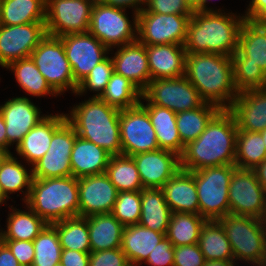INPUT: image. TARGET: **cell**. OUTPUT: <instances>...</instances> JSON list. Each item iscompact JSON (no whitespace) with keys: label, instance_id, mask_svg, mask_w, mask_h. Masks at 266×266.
Listing matches in <instances>:
<instances>
[{"label":"cell","instance_id":"obj_3","mask_svg":"<svg viewBox=\"0 0 266 266\" xmlns=\"http://www.w3.org/2000/svg\"><path fill=\"white\" fill-rule=\"evenodd\" d=\"M185 77L200 97L220 109H228L238 96L230 56L211 53H187Z\"/></svg>","mask_w":266,"mask_h":266},{"label":"cell","instance_id":"obj_11","mask_svg":"<svg viewBox=\"0 0 266 266\" xmlns=\"http://www.w3.org/2000/svg\"><path fill=\"white\" fill-rule=\"evenodd\" d=\"M93 4L90 0H46L47 34L61 37L88 32Z\"/></svg>","mask_w":266,"mask_h":266},{"label":"cell","instance_id":"obj_37","mask_svg":"<svg viewBox=\"0 0 266 266\" xmlns=\"http://www.w3.org/2000/svg\"><path fill=\"white\" fill-rule=\"evenodd\" d=\"M219 110L217 105L204 102L199 108L176 113V126L182 144L186 146L196 140Z\"/></svg>","mask_w":266,"mask_h":266},{"label":"cell","instance_id":"obj_40","mask_svg":"<svg viewBox=\"0 0 266 266\" xmlns=\"http://www.w3.org/2000/svg\"><path fill=\"white\" fill-rule=\"evenodd\" d=\"M99 98L123 110L137 106L141 102L142 91L129 79L114 72Z\"/></svg>","mask_w":266,"mask_h":266},{"label":"cell","instance_id":"obj_55","mask_svg":"<svg viewBox=\"0 0 266 266\" xmlns=\"http://www.w3.org/2000/svg\"><path fill=\"white\" fill-rule=\"evenodd\" d=\"M0 266H21L3 241H0Z\"/></svg>","mask_w":266,"mask_h":266},{"label":"cell","instance_id":"obj_25","mask_svg":"<svg viewBox=\"0 0 266 266\" xmlns=\"http://www.w3.org/2000/svg\"><path fill=\"white\" fill-rule=\"evenodd\" d=\"M161 189L172 212L199 214V198L193 171L180 169Z\"/></svg>","mask_w":266,"mask_h":266},{"label":"cell","instance_id":"obj_18","mask_svg":"<svg viewBox=\"0 0 266 266\" xmlns=\"http://www.w3.org/2000/svg\"><path fill=\"white\" fill-rule=\"evenodd\" d=\"M117 195L106 173L78 178L79 216L111 213Z\"/></svg>","mask_w":266,"mask_h":266},{"label":"cell","instance_id":"obj_59","mask_svg":"<svg viewBox=\"0 0 266 266\" xmlns=\"http://www.w3.org/2000/svg\"><path fill=\"white\" fill-rule=\"evenodd\" d=\"M208 1H210V0H201V2H200V12H224V10H220V8L219 9H214V8H208V6H207V3H209ZM212 1V0H211Z\"/></svg>","mask_w":266,"mask_h":266},{"label":"cell","instance_id":"obj_61","mask_svg":"<svg viewBox=\"0 0 266 266\" xmlns=\"http://www.w3.org/2000/svg\"><path fill=\"white\" fill-rule=\"evenodd\" d=\"M6 201H7V198L3 194L1 187H0V205H2L4 202L7 203Z\"/></svg>","mask_w":266,"mask_h":266},{"label":"cell","instance_id":"obj_8","mask_svg":"<svg viewBox=\"0 0 266 266\" xmlns=\"http://www.w3.org/2000/svg\"><path fill=\"white\" fill-rule=\"evenodd\" d=\"M126 10L103 3H94L92 6L88 32L110 51L137 40L138 13L133 11L131 22Z\"/></svg>","mask_w":266,"mask_h":266},{"label":"cell","instance_id":"obj_34","mask_svg":"<svg viewBox=\"0 0 266 266\" xmlns=\"http://www.w3.org/2000/svg\"><path fill=\"white\" fill-rule=\"evenodd\" d=\"M238 51L247 64L259 66L266 73V26L245 20L239 36Z\"/></svg>","mask_w":266,"mask_h":266},{"label":"cell","instance_id":"obj_36","mask_svg":"<svg viewBox=\"0 0 266 266\" xmlns=\"http://www.w3.org/2000/svg\"><path fill=\"white\" fill-rule=\"evenodd\" d=\"M198 245L206 261H234L231 244L217 220L205 222L200 231Z\"/></svg>","mask_w":266,"mask_h":266},{"label":"cell","instance_id":"obj_65","mask_svg":"<svg viewBox=\"0 0 266 266\" xmlns=\"http://www.w3.org/2000/svg\"><path fill=\"white\" fill-rule=\"evenodd\" d=\"M92 1L93 3H102L104 0H90Z\"/></svg>","mask_w":266,"mask_h":266},{"label":"cell","instance_id":"obj_60","mask_svg":"<svg viewBox=\"0 0 266 266\" xmlns=\"http://www.w3.org/2000/svg\"><path fill=\"white\" fill-rule=\"evenodd\" d=\"M192 11H200L201 0H184Z\"/></svg>","mask_w":266,"mask_h":266},{"label":"cell","instance_id":"obj_42","mask_svg":"<svg viewBox=\"0 0 266 266\" xmlns=\"http://www.w3.org/2000/svg\"><path fill=\"white\" fill-rule=\"evenodd\" d=\"M266 159V149L260 132L237 133L235 166L253 170Z\"/></svg>","mask_w":266,"mask_h":266},{"label":"cell","instance_id":"obj_50","mask_svg":"<svg viewBox=\"0 0 266 266\" xmlns=\"http://www.w3.org/2000/svg\"><path fill=\"white\" fill-rule=\"evenodd\" d=\"M143 264L149 266H173L174 264V246L165 236L149 253L147 260Z\"/></svg>","mask_w":266,"mask_h":266},{"label":"cell","instance_id":"obj_6","mask_svg":"<svg viewBox=\"0 0 266 266\" xmlns=\"http://www.w3.org/2000/svg\"><path fill=\"white\" fill-rule=\"evenodd\" d=\"M217 221L231 244L234 261L259 266L266 252V221L231 213Z\"/></svg>","mask_w":266,"mask_h":266},{"label":"cell","instance_id":"obj_39","mask_svg":"<svg viewBox=\"0 0 266 266\" xmlns=\"http://www.w3.org/2000/svg\"><path fill=\"white\" fill-rule=\"evenodd\" d=\"M56 228L62 249L90 253L88 217H70L52 223Z\"/></svg>","mask_w":266,"mask_h":266},{"label":"cell","instance_id":"obj_20","mask_svg":"<svg viewBox=\"0 0 266 266\" xmlns=\"http://www.w3.org/2000/svg\"><path fill=\"white\" fill-rule=\"evenodd\" d=\"M136 163L143 188H162L180 169V156L157 149L131 156Z\"/></svg>","mask_w":266,"mask_h":266},{"label":"cell","instance_id":"obj_24","mask_svg":"<svg viewBox=\"0 0 266 266\" xmlns=\"http://www.w3.org/2000/svg\"><path fill=\"white\" fill-rule=\"evenodd\" d=\"M151 80L185 76L186 54L184 45H146Z\"/></svg>","mask_w":266,"mask_h":266},{"label":"cell","instance_id":"obj_9","mask_svg":"<svg viewBox=\"0 0 266 266\" xmlns=\"http://www.w3.org/2000/svg\"><path fill=\"white\" fill-rule=\"evenodd\" d=\"M31 58L58 95L64 94L68 89L76 94L78 84L74 80L60 37L47 34L33 50Z\"/></svg>","mask_w":266,"mask_h":266},{"label":"cell","instance_id":"obj_19","mask_svg":"<svg viewBox=\"0 0 266 266\" xmlns=\"http://www.w3.org/2000/svg\"><path fill=\"white\" fill-rule=\"evenodd\" d=\"M6 124L7 154L12 153L9 147L21 142L23 137L34 128L46 115H41V110L30 98L26 96L13 97L0 105Z\"/></svg>","mask_w":266,"mask_h":266},{"label":"cell","instance_id":"obj_64","mask_svg":"<svg viewBox=\"0 0 266 266\" xmlns=\"http://www.w3.org/2000/svg\"><path fill=\"white\" fill-rule=\"evenodd\" d=\"M6 154H7L6 152L0 150V162H1V160L4 158V156H5Z\"/></svg>","mask_w":266,"mask_h":266},{"label":"cell","instance_id":"obj_2","mask_svg":"<svg viewBox=\"0 0 266 266\" xmlns=\"http://www.w3.org/2000/svg\"><path fill=\"white\" fill-rule=\"evenodd\" d=\"M242 15V16H241ZM193 11L184 49L187 53L232 56L238 50L244 14Z\"/></svg>","mask_w":266,"mask_h":266},{"label":"cell","instance_id":"obj_57","mask_svg":"<svg viewBox=\"0 0 266 266\" xmlns=\"http://www.w3.org/2000/svg\"><path fill=\"white\" fill-rule=\"evenodd\" d=\"M0 150L7 153L6 124L1 113H0Z\"/></svg>","mask_w":266,"mask_h":266},{"label":"cell","instance_id":"obj_32","mask_svg":"<svg viewBox=\"0 0 266 266\" xmlns=\"http://www.w3.org/2000/svg\"><path fill=\"white\" fill-rule=\"evenodd\" d=\"M12 153L6 154L0 162V187L7 199H10L9 194L21 192L23 193L22 200L27 201L32 179L33 171L30 167L26 169V165H22L21 161H17ZM25 166V167H24ZM24 189H26L24 191Z\"/></svg>","mask_w":266,"mask_h":266},{"label":"cell","instance_id":"obj_7","mask_svg":"<svg viewBox=\"0 0 266 266\" xmlns=\"http://www.w3.org/2000/svg\"><path fill=\"white\" fill-rule=\"evenodd\" d=\"M235 165L206 167L194 172L199 198V214L207 221L229 214L228 188Z\"/></svg>","mask_w":266,"mask_h":266},{"label":"cell","instance_id":"obj_45","mask_svg":"<svg viewBox=\"0 0 266 266\" xmlns=\"http://www.w3.org/2000/svg\"><path fill=\"white\" fill-rule=\"evenodd\" d=\"M111 214L124 227L138 224L141 217V191L118 192Z\"/></svg>","mask_w":266,"mask_h":266},{"label":"cell","instance_id":"obj_31","mask_svg":"<svg viewBox=\"0 0 266 266\" xmlns=\"http://www.w3.org/2000/svg\"><path fill=\"white\" fill-rule=\"evenodd\" d=\"M46 0H0V25L45 23Z\"/></svg>","mask_w":266,"mask_h":266},{"label":"cell","instance_id":"obj_5","mask_svg":"<svg viewBox=\"0 0 266 266\" xmlns=\"http://www.w3.org/2000/svg\"><path fill=\"white\" fill-rule=\"evenodd\" d=\"M47 224L79 216L78 178H33L25 202Z\"/></svg>","mask_w":266,"mask_h":266},{"label":"cell","instance_id":"obj_49","mask_svg":"<svg viewBox=\"0 0 266 266\" xmlns=\"http://www.w3.org/2000/svg\"><path fill=\"white\" fill-rule=\"evenodd\" d=\"M89 266H131L121 248L90 252Z\"/></svg>","mask_w":266,"mask_h":266},{"label":"cell","instance_id":"obj_13","mask_svg":"<svg viewBox=\"0 0 266 266\" xmlns=\"http://www.w3.org/2000/svg\"><path fill=\"white\" fill-rule=\"evenodd\" d=\"M142 95L151 104L175 113L199 108L205 102L185 76L151 80Z\"/></svg>","mask_w":266,"mask_h":266},{"label":"cell","instance_id":"obj_54","mask_svg":"<svg viewBox=\"0 0 266 266\" xmlns=\"http://www.w3.org/2000/svg\"><path fill=\"white\" fill-rule=\"evenodd\" d=\"M102 3L108 6H114L124 9L132 8V11L138 13L144 8L146 0H104Z\"/></svg>","mask_w":266,"mask_h":266},{"label":"cell","instance_id":"obj_43","mask_svg":"<svg viewBox=\"0 0 266 266\" xmlns=\"http://www.w3.org/2000/svg\"><path fill=\"white\" fill-rule=\"evenodd\" d=\"M34 260L32 266H55L60 263L62 247L56 228L47 224L33 240Z\"/></svg>","mask_w":266,"mask_h":266},{"label":"cell","instance_id":"obj_44","mask_svg":"<svg viewBox=\"0 0 266 266\" xmlns=\"http://www.w3.org/2000/svg\"><path fill=\"white\" fill-rule=\"evenodd\" d=\"M231 59L238 93L266 88V73L261 67L247 64V59L238 50Z\"/></svg>","mask_w":266,"mask_h":266},{"label":"cell","instance_id":"obj_63","mask_svg":"<svg viewBox=\"0 0 266 266\" xmlns=\"http://www.w3.org/2000/svg\"><path fill=\"white\" fill-rule=\"evenodd\" d=\"M259 266H266V252L264 254L263 261L261 262Z\"/></svg>","mask_w":266,"mask_h":266},{"label":"cell","instance_id":"obj_53","mask_svg":"<svg viewBox=\"0 0 266 266\" xmlns=\"http://www.w3.org/2000/svg\"><path fill=\"white\" fill-rule=\"evenodd\" d=\"M90 253L62 249L60 263L64 266H89Z\"/></svg>","mask_w":266,"mask_h":266},{"label":"cell","instance_id":"obj_16","mask_svg":"<svg viewBox=\"0 0 266 266\" xmlns=\"http://www.w3.org/2000/svg\"><path fill=\"white\" fill-rule=\"evenodd\" d=\"M60 38L77 84L103 61L110 51L90 32L66 34Z\"/></svg>","mask_w":266,"mask_h":266},{"label":"cell","instance_id":"obj_48","mask_svg":"<svg viewBox=\"0 0 266 266\" xmlns=\"http://www.w3.org/2000/svg\"><path fill=\"white\" fill-rule=\"evenodd\" d=\"M205 261L198 243L174 246L173 266H203Z\"/></svg>","mask_w":266,"mask_h":266},{"label":"cell","instance_id":"obj_29","mask_svg":"<svg viewBox=\"0 0 266 266\" xmlns=\"http://www.w3.org/2000/svg\"><path fill=\"white\" fill-rule=\"evenodd\" d=\"M171 213L161 188H143L141 190L139 225L166 234Z\"/></svg>","mask_w":266,"mask_h":266},{"label":"cell","instance_id":"obj_52","mask_svg":"<svg viewBox=\"0 0 266 266\" xmlns=\"http://www.w3.org/2000/svg\"><path fill=\"white\" fill-rule=\"evenodd\" d=\"M244 13L246 20L266 26V0H251Z\"/></svg>","mask_w":266,"mask_h":266},{"label":"cell","instance_id":"obj_62","mask_svg":"<svg viewBox=\"0 0 266 266\" xmlns=\"http://www.w3.org/2000/svg\"><path fill=\"white\" fill-rule=\"evenodd\" d=\"M260 133L262 135L263 143H264L265 149H266V128L263 131H260Z\"/></svg>","mask_w":266,"mask_h":266},{"label":"cell","instance_id":"obj_38","mask_svg":"<svg viewBox=\"0 0 266 266\" xmlns=\"http://www.w3.org/2000/svg\"><path fill=\"white\" fill-rule=\"evenodd\" d=\"M206 221L200 214L172 212L165 235L173 246L196 244Z\"/></svg>","mask_w":266,"mask_h":266},{"label":"cell","instance_id":"obj_12","mask_svg":"<svg viewBox=\"0 0 266 266\" xmlns=\"http://www.w3.org/2000/svg\"><path fill=\"white\" fill-rule=\"evenodd\" d=\"M228 190L229 213L266 219V192L253 170L237 168Z\"/></svg>","mask_w":266,"mask_h":266},{"label":"cell","instance_id":"obj_67","mask_svg":"<svg viewBox=\"0 0 266 266\" xmlns=\"http://www.w3.org/2000/svg\"><path fill=\"white\" fill-rule=\"evenodd\" d=\"M55 266H64L63 264H61V263H58V264H56Z\"/></svg>","mask_w":266,"mask_h":266},{"label":"cell","instance_id":"obj_51","mask_svg":"<svg viewBox=\"0 0 266 266\" xmlns=\"http://www.w3.org/2000/svg\"><path fill=\"white\" fill-rule=\"evenodd\" d=\"M11 250L21 266H32L34 260L33 241L1 239Z\"/></svg>","mask_w":266,"mask_h":266},{"label":"cell","instance_id":"obj_35","mask_svg":"<svg viewBox=\"0 0 266 266\" xmlns=\"http://www.w3.org/2000/svg\"><path fill=\"white\" fill-rule=\"evenodd\" d=\"M5 68L14 73L17 83L27 94L33 97L59 96L40 73L31 56L13 61Z\"/></svg>","mask_w":266,"mask_h":266},{"label":"cell","instance_id":"obj_21","mask_svg":"<svg viewBox=\"0 0 266 266\" xmlns=\"http://www.w3.org/2000/svg\"><path fill=\"white\" fill-rule=\"evenodd\" d=\"M117 48L111 56L114 72L133 82L142 92L151 81L146 45L138 40Z\"/></svg>","mask_w":266,"mask_h":266},{"label":"cell","instance_id":"obj_47","mask_svg":"<svg viewBox=\"0 0 266 266\" xmlns=\"http://www.w3.org/2000/svg\"><path fill=\"white\" fill-rule=\"evenodd\" d=\"M140 12L176 15H192L193 13L184 0H146Z\"/></svg>","mask_w":266,"mask_h":266},{"label":"cell","instance_id":"obj_56","mask_svg":"<svg viewBox=\"0 0 266 266\" xmlns=\"http://www.w3.org/2000/svg\"><path fill=\"white\" fill-rule=\"evenodd\" d=\"M253 171L255 172L256 178L258 179V181L266 192V159L258 166H256Z\"/></svg>","mask_w":266,"mask_h":266},{"label":"cell","instance_id":"obj_58","mask_svg":"<svg viewBox=\"0 0 266 266\" xmlns=\"http://www.w3.org/2000/svg\"><path fill=\"white\" fill-rule=\"evenodd\" d=\"M235 261L210 260L205 261L203 266H235Z\"/></svg>","mask_w":266,"mask_h":266},{"label":"cell","instance_id":"obj_22","mask_svg":"<svg viewBox=\"0 0 266 266\" xmlns=\"http://www.w3.org/2000/svg\"><path fill=\"white\" fill-rule=\"evenodd\" d=\"M228 110L238 130L263 131L266 128V88L238 93Z\"/></svg>","mask_w":266,"mask_h":266},{"label":"cell","instance_id":"obj_14","mask_svg":"<svg viewBox=\"0 0 266 266\" xmlns=\"http://www.w3.org/2000/svg\"><path fill=\"white\" fill-rule=\"evenodd\" d=\"M119 124L122 155L133 156L159 149L148 112L140 103L120 110Z\"/></svg>","mask_w":266,"mask_h":266},{"label":"cell","instance_id":"obj_66","mask_svg":"<svg viewBox=\"0 0 266 266\" xmlns=\"http://www.w3.org/2000/svg\"><path fill=\"white\" fill-rule=\"evenodd\" d=\"M2 231H3V229L0 230V241H1V238H2Z\"/></svg>","mask_w":266,"mask_h":266},{"label":"cell","instance_id":"obj_28","mask_svg":"<svg viewBox=\"0 0 266 266\" xmlns=\"http://www.w3.org/2000/svg\"><path fill=\"white\" fill-rule=\"evenodd\" d=\"M165 236L164 233L155 232L139 224L125 226L121 249L131 266H140Z\"/></svg>","mask_w":266,"mask_h":266},{"label":"cell","instance_id":"obj_10","mask_svg":"<svg viewBox=\"0 0 266 266\" xmlns=\"http://www.w3.org/2000/svg\"><path fill=\"white\" fill-rule=\"evenodd\" d=\"M191 15L138 12L137 40L143 45H184Z\"/></svg>","mask_w":266,"mask_h":266},{"label":"cell","instance_id":"obj_30","mask_svg":"<svg viewBox=\"0 0 266 266\" xmlns=\"http://www.w3.org/2000/svg\"><path fill=\"white\" fill-rule=\"evenodd\" d=\"M91 252L121 248L124 226L111 214L88 217Z\"/></svg>","mask_w":266,"mask_h":266},{"label":"cell","instance_id":"obj_26","mask_svg":"<svg viewBox=\"0 0 266 266\" xmlns=\"http://www.w3.org/2000/svg\"><path fill=\"white\" fill-rule=\"evenodd\" d=\"M144 100L146 101L145 104L143 103ZM140 104L148 112L159 148L181 156L185 146L181 142L176 126V113L168 108L151 104L143 95Z\"/></svg>","mask_w":266,"mask_h":266},{"label":"cell","instance_id":"obj_27","mask_svg":"<svg viewBox=\"0 0 266 266\" xmlns=\"http://www.w3.org/2000/svg\"><path fill=\"white\" fill-rule=\"evenodd\" d=\"M110 157L102 147L77 135L70 157L72 176L81 178L105 173Z\"/></svg>","mask_w":266,"mask_h":266},{"label":"cell","instance_id":"obj_46","mask_svg":"<svg viewBox=\"0 0 266 266\" xmlns=\"http://www.w3.org/2000/svg\"><path fill=\"white\" fill-rule=\"evenodd\" d=\"M114 73L113 62L111 56H107L103 61L97 64L90 73L78 84L76 91L77 95L87 93V90H91L96 95L92 97H100L105 90L107 83L109 82L112 74Z\"/></svg>","mask_w":266,"mask_h":266},{"label":"cell","instance_id":"obj_1","mask_svg":"<svg viewBox=\"0 0 266 266\" xmlns=\"http://www.w3.org/2000/svg\"><path fill=\"white\" fill-rule=\"evenodd\" d=\"M238 128L232 113L220 109L200 136L188 143L180 156V167L196 171L206 167L235 165Z\"/></svg>","mask_w":266,"mask_h":266},{"label":"cell","instance_id":"obj_17","mask_svg":"<svg viewBox=\"0 0 266 266\" xmlns=\"http://www.w3.org/2000/svg\"><path fill=\"white\" fill-rule=\"evenodd\" d=\"M46 35L45 23L0 25V66L30 57Z\"/></svg>","mask_w":266,"mask_h":266},{"label":"cell","instance_id":"obj_23","mask_svg":"<svg viewBox=\"0 0 266 266\" xmlns=\"http://www.w3.org/2000/svg\"><path fill=\"white\" fill-rule=\"evenodd\" d=\"M66 120L64 113L46 115L15 147L16 154L33 167L47 153L54 132Z\"/></svg>","mask_w":266,"mask_h":266},{"label":"cell","instance_id":"obj_15","mask_svg":"<svg viewBox=\"0 0 266 266\" xmlns=\"http://www.w3.org/2000/svg\"><path fill=\"white\" fill-rule=\"evenodd\" d=\"M77 134L66 120L53 134L48 151L32 167L33 178L72 176L70 157Z\"/></svg>","mask_w":266,"mask_h":266},{"label":"cell","instance_id":"obj_33","mask_svg":"<svg viewBox=\"0 0 266 266\" xmlns=\"http://www.w3.org/2000/svg\"><path fill=\"white\" fill-rule=\"evenodd\" d=\"M25 208L27 211L9 207L7 228L2 231L1 239L33 241L47 225L28 205Z\"/></svg>","mask_w":266,"mask_h":266},{"label":"cell","instance_id":"obj_41","mask_svg":"<svg viewBox=\"0 0 266 266\" xmlns=\"http://www.w3.org/2000/svg\"><path fill=\"white\" fill-rule=\"evenodd\" d=\"M105 173L118 192L143 189L136 163L131 156H111Z\"/></svg>","mask_w":266,"mask_h":266},{"label":"cell","instance_id":"obj_4","mask_svg":"<svg viewBox=\"0 0 266 266\" xmlns=\"http://www.w3.org/2000/svg\"><path fill=\"white\" fill-rule=\"evenodd\" d=\"M66 115L76 134L102 147L111 156L122 155L120 109L98 97L82 101Z\"/></svg>","mask_w":266,"mask_h":266}]
</instances>
